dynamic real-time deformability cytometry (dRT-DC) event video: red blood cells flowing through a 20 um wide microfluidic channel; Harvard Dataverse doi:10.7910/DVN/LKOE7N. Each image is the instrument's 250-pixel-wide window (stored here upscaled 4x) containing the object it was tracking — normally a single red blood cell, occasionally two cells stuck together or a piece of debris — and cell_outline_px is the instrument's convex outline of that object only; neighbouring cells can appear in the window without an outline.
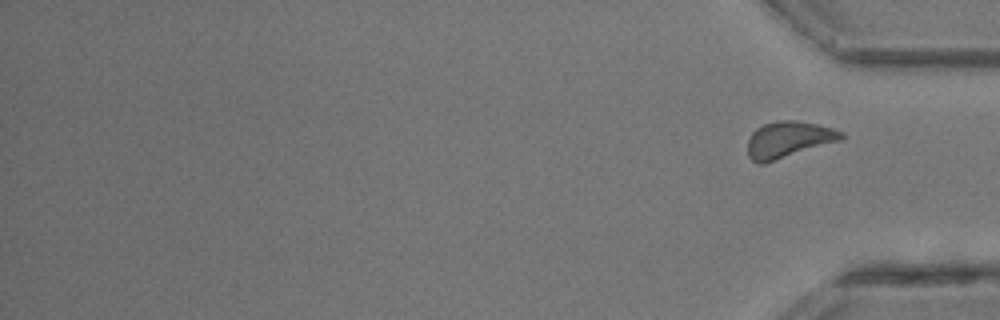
{"species": "common noctule bat (a hibernating species)", "species_latin": "Nyctalus noctula", "temperature_condition": "room temperature", "stored_images_in_passage": 34, "segment_of_instrument_passage": [2, 2], "camera_frame_rate_fps": 3000, "um_per_image_px": 0.085, "animal": {"sex": "male", "body_mass_g": 13.3}, "frame": {"image": 1, "passage_image": 34, "time_ms": 11.0, "image_size_px": [1000, 320], "cell_outline_px": [[844, 140], [764, 164], [756, 164], [748, 156], [748, 140], [752, 132], [756, 128], [764, 124], [784, 120], [796, 120], [816, 124], [832, 128], [844, 132]], "centroid_in_image_um": [67.05, 11.88], "position_along_channel_um": 368.2, "area_um2": 20.11}}